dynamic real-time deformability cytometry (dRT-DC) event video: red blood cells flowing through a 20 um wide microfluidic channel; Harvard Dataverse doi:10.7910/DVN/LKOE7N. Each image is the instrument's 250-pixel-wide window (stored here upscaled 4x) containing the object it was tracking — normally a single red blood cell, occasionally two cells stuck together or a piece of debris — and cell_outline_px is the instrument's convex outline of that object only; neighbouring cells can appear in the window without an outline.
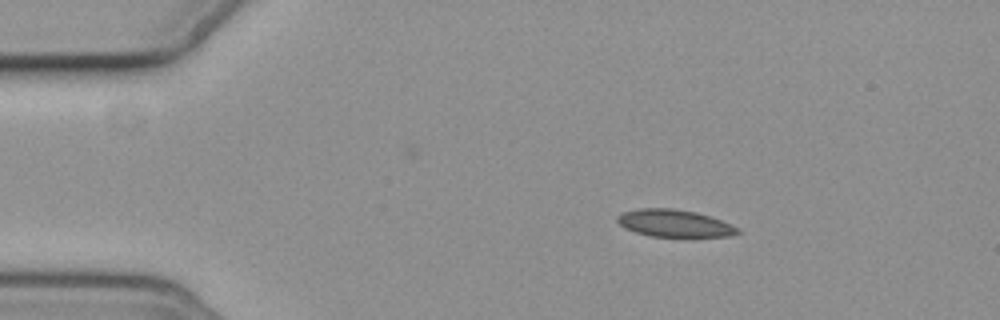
{"species": "common noctule bat (a hibernating species)", "species_latin": "Nyctalus noctula", "temperature_condition": "cold", "stored_images_in_passage": 3, "camera_frame_rate_fps": 3000, "um_per_image_px": 0.085, "animal": {"sex": "female", "body_mass_g": 19.3, "forearm_length_mm": 54.1}, "frame": {"image": 1, "passage_image": 2, "time_ms": 1.333, "image_size_px": [1000, 320], "cell_outline_px": [[740, 232], [728, 236], [692, 240], [648, 236], [624, 228], [616, 220], [616, 216], [620, 212], [640, 208], [672, 208], [696, 212], [720, 220], [736, 228]], "centroid_in_image_um": [57.29, 19.03], "position_along_channel_um": 27.7, "area_um2": 20.0}}